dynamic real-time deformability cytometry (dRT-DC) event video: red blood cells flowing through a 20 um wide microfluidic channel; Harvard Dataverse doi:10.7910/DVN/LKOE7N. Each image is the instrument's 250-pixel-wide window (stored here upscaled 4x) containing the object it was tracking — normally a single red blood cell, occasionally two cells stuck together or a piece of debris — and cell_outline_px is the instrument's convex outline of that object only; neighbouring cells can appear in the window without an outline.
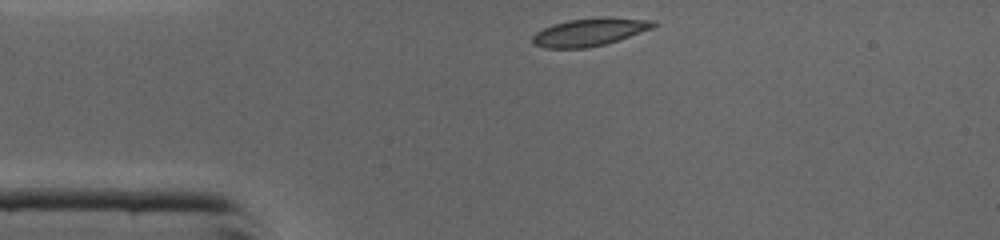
{"species": "common noctule bat (a hibernating species)", "species_latin": "Nyctalus noctula", "temperature_condition": "cold", "stored_images_in_passage": 29, "camera_frame_rate_fps": 3000, "um_per_image_px": 0.085, "animal": {"sex": "male", "body_mass_g": 19.0, "forearm_length_mm": 50.8}, "frame": {"image": 1, "passage_image": 1, "time_ms": 0.0, "image_size_px": [1000, 240], "cell_outline_px": [[656, 24], [652, 28], [604, 44], [584, 48], [544, 48], [532, 44], [532, 36], [536, 32], [544, 28], [568, 20], [596, 16], [608, 16], [656, 20]], "centroid_in_image_um": [50.11, 2.7], "position_along_channel_um": 34.9, "area_um2": 19.59}}
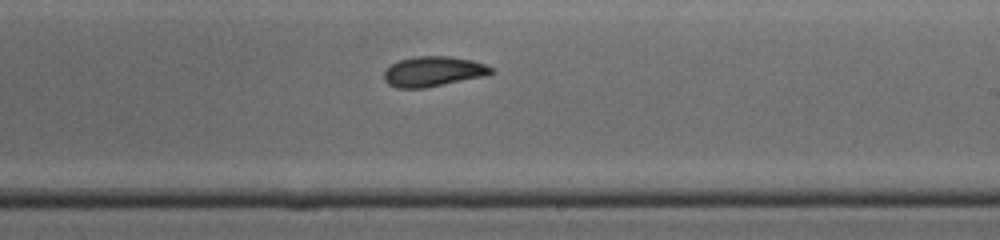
{"frame": {"image": 2, "passage_image": 18, "time_ms": 5.667, "image_size_px": [1000, 240], "cell_outline_px": [[496, 72], [488, 76], [424, 88], [396, 88], [388, 84], [384, 80], [384, 72], [392, 64], [400, 60], [416, 56], [448, 56], [472, 60], [484, 64], [492, 68]], "centroid_in_image_um": [36.86, 6.08], "position_along_channel_um": 252.1, "area_um2": 18.9}}
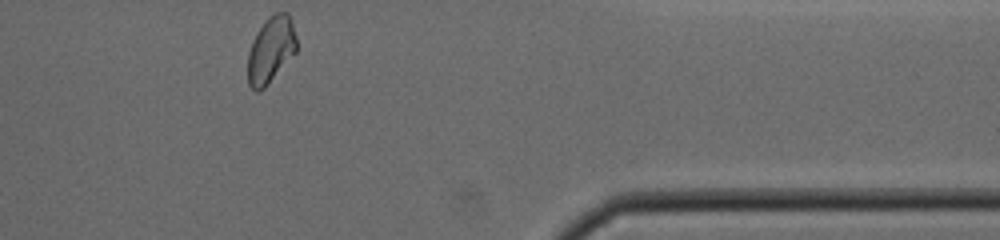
{"frame": {"image": 3, "passage_image": 29, "time_ms": 9.333, "image_size_px": [1000, 240], "cell_outline_px": [[296, 52], [264, 88], [260, 92], [256, 92], [248, 84], [248, 52], [252, 40], [256, 32], [264, 20], [268, 16], [276, 12], [288, 12], [296, 36]], "centroid_in_image_um": [23.0, 4.22], "position_along_channel_um": 388.4, "area_um2": 18.9}, "authors_computed_cell_mechanics": {"area_um2": 19.2474, "velocity_mm_per_s": 4.3602, "shape_relaxation_time_tau1_ms": null, "shape_relaxation_time_tau2_ms": 2.552, "deformation_change_tau1": null, "deformation_change_tau2": 0.0575}}